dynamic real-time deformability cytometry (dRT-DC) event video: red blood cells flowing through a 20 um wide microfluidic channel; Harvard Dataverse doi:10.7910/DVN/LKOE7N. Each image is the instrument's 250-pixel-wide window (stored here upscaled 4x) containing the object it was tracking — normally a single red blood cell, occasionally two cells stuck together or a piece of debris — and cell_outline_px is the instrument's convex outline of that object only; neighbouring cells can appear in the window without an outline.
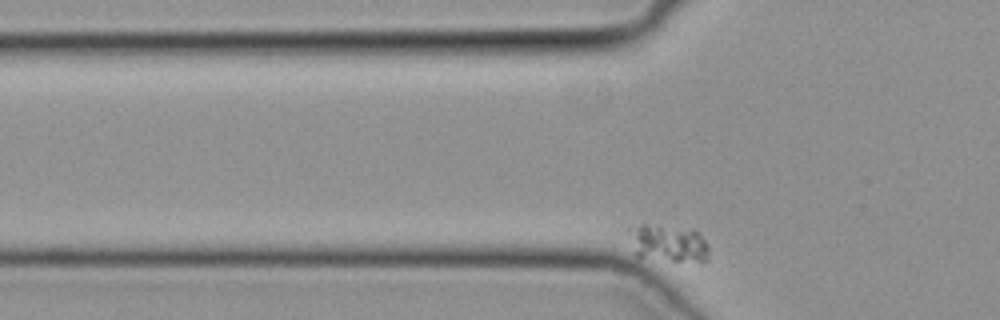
{"species": "common noctule bat (a hibernating species)", "species_latin": "Nyctalus noctula", "temperature_condition": "cold", "stored_images_in_passage": 31, "camera_frame_rate_fps": 3000, "um_per_image_px": 0.085, "animal": {"sex": "female", "body_mass_g": 19.3, "forearm_length_mm": 54.1}, "frame": {"image": 1, "passage_image": 2, "time_ms": 0.333, "image_size_px": [1000, 320], "cell_outline_px": [[708, 256], [704, 260], [672, 260], [636, 256], [628, 232], [628, 228], [640, 224], [644, 224], [692, 228], [708, 244]], "centroid_in_image_um": [56.76, 20.63], "position_along_channel_um": 69.0, "area_um2": 17.05}}
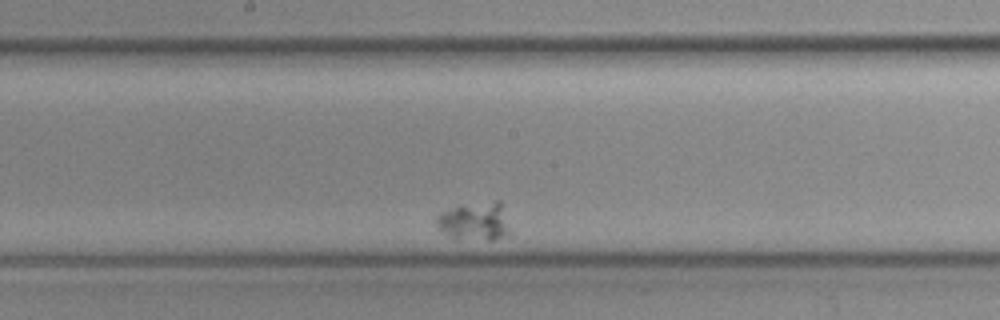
{"frame": {"image": 2, "passage_image": 16, "time_ms": 5.0, "image_size_px": [1000, 320], "cell_outline_px": [[512, 232], [504, 236], [492, 240], [488, 240], [452, 236], [436, 228], [436, 216], [440, 212], [460, 204], [496, 200], [500, 200]], "centroid_in_image_um": [40.37, 18.77], "position_along_channel_um": 207.8, "area_um2": 16.53}}
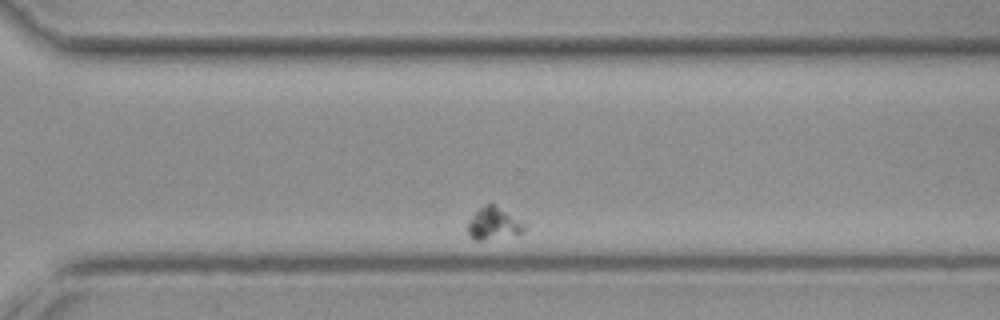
{"frame": {"image": 3, "passage_image": 27, "time_ms": 8.667, "image_size_px": [1000, 320], "cell_outline_px": [[524, 232], [480, 240], [472, 240], [468, 236], [468, 220], [484, 204], [492, 204], [524, 224]], "centroid_in_image_um": [41.87, 19.02], "position_along_channel_um": 328.7, "area_um2": 10.0}}